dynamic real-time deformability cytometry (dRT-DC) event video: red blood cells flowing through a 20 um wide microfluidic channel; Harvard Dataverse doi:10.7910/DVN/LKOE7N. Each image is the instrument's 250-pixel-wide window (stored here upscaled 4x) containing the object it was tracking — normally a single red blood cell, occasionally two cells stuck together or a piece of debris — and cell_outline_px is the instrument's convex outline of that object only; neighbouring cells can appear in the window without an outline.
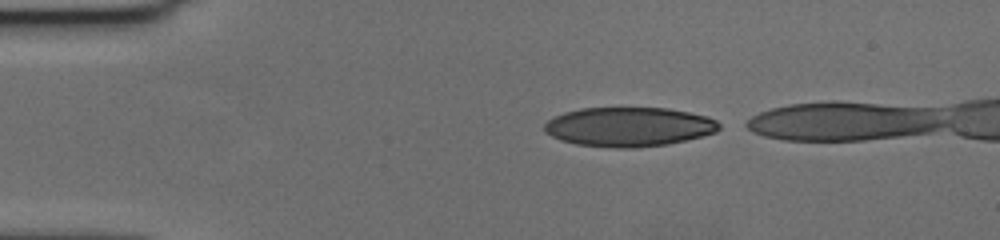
{"species": "human", "species_latin": "Homo sapiens", "temperature_condition": "cold", "stored_images_in_passage": 42, "camera_frame_rate_fps": 3000, "um_per_image_px": 0.085, "donor": {"sex": "female"}, "frame": {"image": 1, "passage_image": 2, "time_ms": 0.333, "image_size_px": [1000, 240], "cell_outline_px": [[720, 128], [716, 132], [668, 144], [636, 148], [612, 148], [576, 144], [560, 140], [544, 132], [544, 124], [548, 120], [564, 112], [580, 108], [668, 108], [688, 112], [704, 116], [716, 120], [720, 124]], "centroid_in_image_um": [53.42, 10.78], "position_along_channel_um": 31.6, "area_um2": 40.0}}
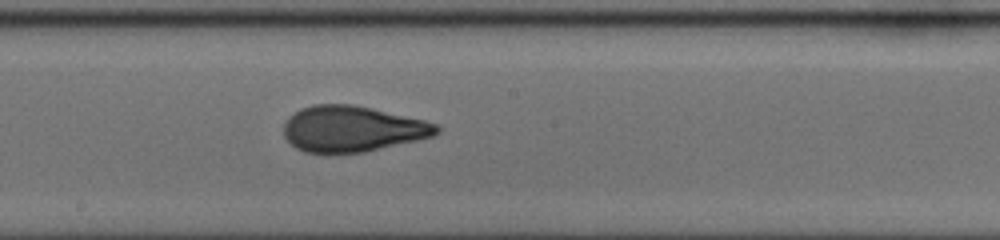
{"frame": {"image": 2, "passage_image": 22, "time_ms": 7.0, "image_size_px": [1000, 240], "cell_outline_px": [[440, 132], [432, 136], [416, 140], [364, 152], [332, 156], [324, 156], [304, 152], [296, 148], [284, 136], [284, 120], [288, 116], [300, 108], [312, 104], [352, 104], [372, 108], [424, 120], [436, 124], [440, 128]], "centroid_in_image_um": [29.87, 10.98], "position_along_channel_um": 218.3, "area_um2": 41.67}}
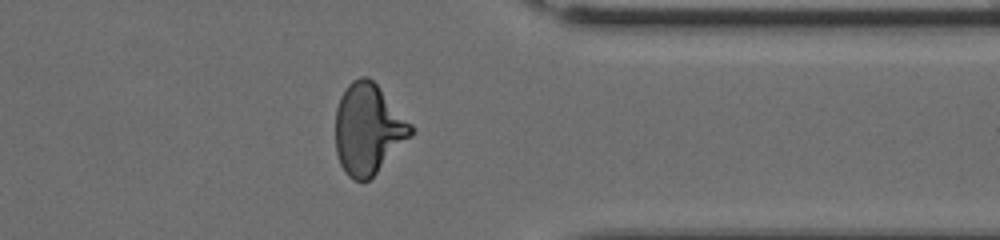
{"frame": {"image": 3, "passage_image": 36, "time_ms": 11.667, "image_size_px": [1000, 240], "cell_outline_px": [[412, 136], [368, 180], [352, 180], [344, 172], [340, 164], [336, 152], [336, 108], [340, 96], [348, 84], [352, 80], [360, 76], [368, 76], [376, 84], [412, 124]], "centroid_in_image_um": [31.27, 10.96], "position_along_channel_um": 380.1, "area_um2": 39.54}, "authors_computed_cell_mechanics": {"area_um2": 41.038, "velocity_mm_per_s": 3.6358, "shape_relaxation_time_tau1_ms": 5.9029, "shape_relaxation_time_tau2_ms": 1.0558, "deformation_change_tau1": 0.209, "deformation_change_tau2": 0.0815}}